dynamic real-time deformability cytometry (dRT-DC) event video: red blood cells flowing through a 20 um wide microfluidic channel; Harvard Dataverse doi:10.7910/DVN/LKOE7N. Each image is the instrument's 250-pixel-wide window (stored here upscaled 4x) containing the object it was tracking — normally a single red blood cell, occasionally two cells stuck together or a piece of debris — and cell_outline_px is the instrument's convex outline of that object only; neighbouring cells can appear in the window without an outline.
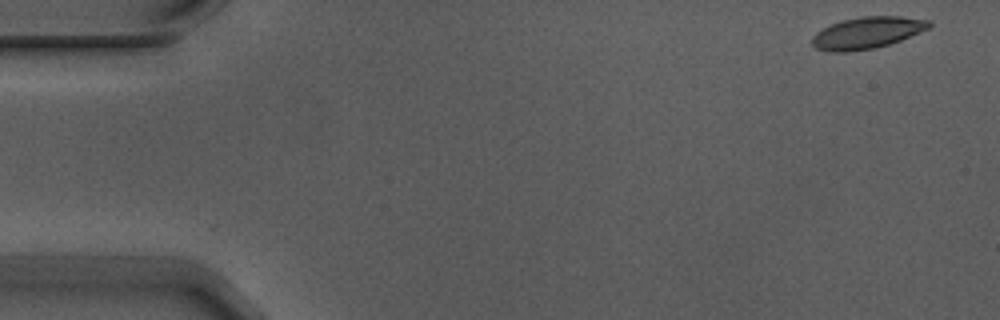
{"species": "Egyptian fruit bat (a non-hibernating species)", "species_latin": "Rousettus aegyptiacus", "temperature_condition": "warm", "stored_images_in_passage": 9, "camera_frame_rate_fps": 3000, "um_per_image_px": 0.085, "animal": {"sex": "male"}, "frame": {"image": 1, "passage_image": 1, "time_ms": 0.0, "image_size_px": [1000, 320], "cell_outline_px": [[932, 24], [928, 28], [900, 40], [888, 44], [872, 48], [848, 52], [828, 52], [816, 48], [812, 44], [812, 36], [816, 32], [840, 20], [860, 16], [900, 16], [932, 20]], "centroid_in_image_um": [73.68, 2.77], "position_along_channel_um": 11.3, "area_um2": 21.56}}
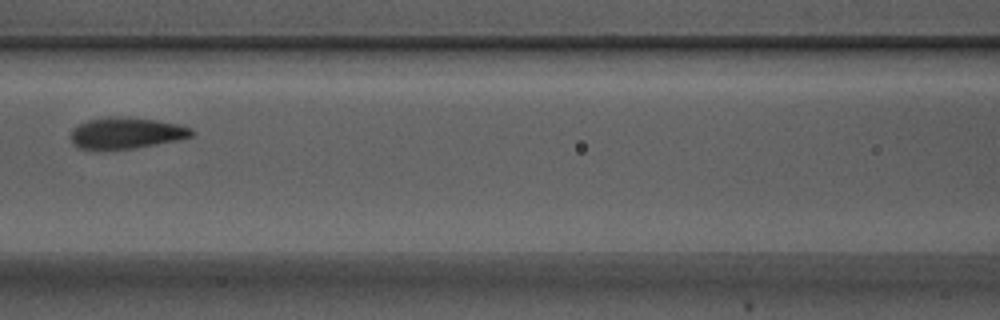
{"frame": {"image": 2, "passage_image": 7, "time_ms": 2.0, "image_size_px": [1000, 320], "cell_outline_px": [[196, 132], [192, 136], [176, 140], [132, 148], [80, 148], [72, 144], [68, 136], [72, 128], [88, 120], [112, 116], [156, 120], [180, 124], [192, 128]], "centroid_in_image_um": [10.72, 11.29], "position_along_channel_um": 155.9, "area_um2": 21.73}}
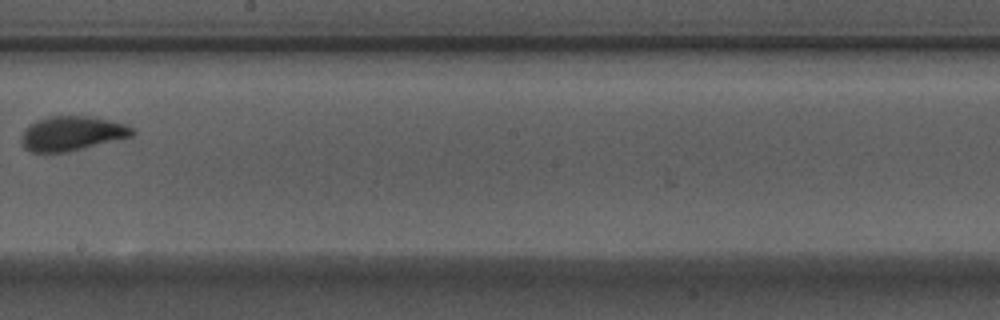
{"frame": {"image": 3, "passage_image": 9, "time_ms": 2.667, "image_size_px": [1000, 320], "cell_outline_px": [[136, 132], [132, 136], [68, 152], [32, 152], [24, 148], [20, 140], [28, 124], [36, 120], [48, 116], [88, 116], [108, 120], [124, 124], [132, 128]], "centroid_in_image_um": [6.08, 11.34], "position_along_channel_um": 242.1, "area_um2": 22.2}}